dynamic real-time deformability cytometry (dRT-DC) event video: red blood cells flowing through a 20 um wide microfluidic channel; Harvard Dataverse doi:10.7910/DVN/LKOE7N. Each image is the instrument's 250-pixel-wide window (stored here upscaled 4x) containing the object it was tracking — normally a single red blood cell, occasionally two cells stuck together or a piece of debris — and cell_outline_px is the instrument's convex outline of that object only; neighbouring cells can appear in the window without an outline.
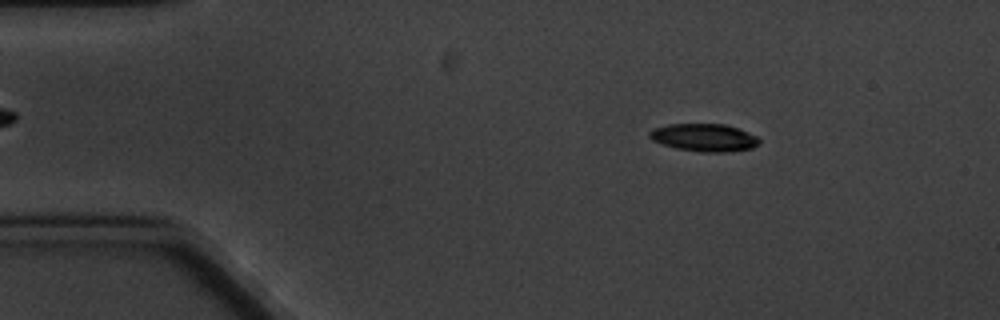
{"species": "common noctule bat (a hibernating species)", "species_latin": "Nyctalus noctula", "temperature_condition": "cold", "stored_images_in_passage": 5, "segment_of_instrument_passage": [1, 2], "camera_frame_rate_fps": 3000, "um_per_image_px": 0.085, "animal": {"sex": "male", "body_mass_g": 20.1, "forearm_length_mm": 53.5}, "frame": {"image": 1, "passage_image": 2, "time_ms": 1.0, "image_size_px": [1000, 320], "cell_outline_px": [[760, 144], [752, 148], [724, 152], [700, 152], [676, 148], [660, 144], [652, 140], [648, 136], [648, 132], [652, 128], [668, 124], [724, 124], [736, 128], [756, 136], [760, 140]], "centroid_in_image_um": [59.8, 11.69], "position_along_channel_um": 25.2, "area_um2": 17.74}}